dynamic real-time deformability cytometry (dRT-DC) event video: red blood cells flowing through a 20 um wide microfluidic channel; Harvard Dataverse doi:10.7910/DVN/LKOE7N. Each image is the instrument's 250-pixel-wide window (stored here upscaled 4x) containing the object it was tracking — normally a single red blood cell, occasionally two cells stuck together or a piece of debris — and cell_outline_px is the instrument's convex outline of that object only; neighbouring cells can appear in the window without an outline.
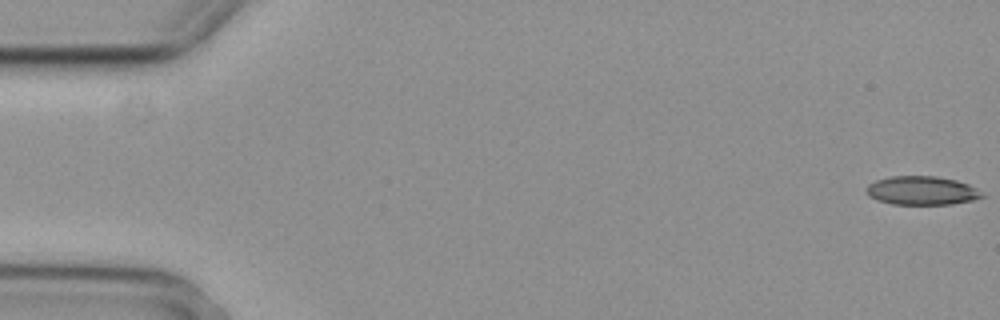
{"species": "common noctule bat (a hibernating species)", "species_latin": "Nyctalus noctula", "temperature_condition": "cold", "stored_images_in_passage": 4, "camera_frame_rate_fps": 3000, "um_per_image_px": 0.085, "animal": {"sex": "female", "body_mass_g": 29.2, "forearm_length_mm": 56.3}, "frame": {"image": 1, "passage_image": 1, "time_ms": 0.0, "image_size_px": [1000, 320], "cell_outline_px": [[984, 196], [972, 200], [952, 204], [892, 204], [876, 200], [868, 196], [864, 188], [868, 184], [876, 180], [892, 176], [936, 176], [956, 180], [968, 184]], "centroid_in_image_um": [78.27, 16.2], "position_along_channel_um": 6.7, "area_um2": 19.25}}